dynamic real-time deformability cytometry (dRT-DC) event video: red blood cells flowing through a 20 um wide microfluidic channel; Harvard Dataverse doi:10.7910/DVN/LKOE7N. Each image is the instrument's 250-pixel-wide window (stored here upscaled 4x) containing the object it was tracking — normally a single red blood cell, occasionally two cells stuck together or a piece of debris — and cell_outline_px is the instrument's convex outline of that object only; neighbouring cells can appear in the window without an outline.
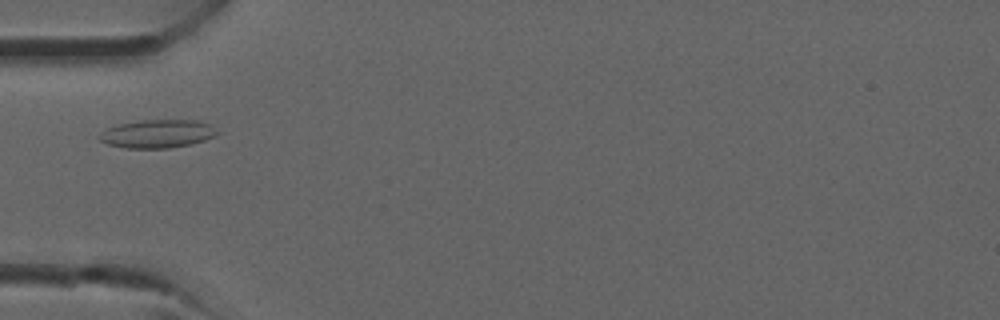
{"species": "common noctule bat (a hibernating species)", "species_latin": "Nyctalus noctula", "temperature_condition": "room temperature", "stored_images_in_passage": 3, "camera_frame_rate_fps": 3000, "um_per_image_px": 0.085, "animal": {"sex": "male", "forearm_length_mm": 52.5}, "frame": {"image": 1, "passage_image": 3, "time_ms": 0.667, "image_size_px": [1000, 320], "cell_outline_px": [[220, 132], [216, 136], [204, 140], [188, 144], [168, 148], [128, 148], [108, 144], [100, 140], [100, 136], [108, 128], [120, 124], [140, 120], [200, 120], [212, 124]], "centroid_in_image_um": [13.48, 11.36], "position_along_channel_um": 71.5, "area_um2": 19.25}}